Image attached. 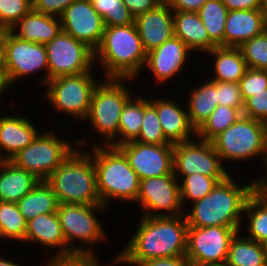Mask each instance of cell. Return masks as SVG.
Listing matches in <instances>:
<instances>
[{
	"label": "cell",
	"mask_w": 267,
	"mask_h": 266,
	"mask_svg": "<svg viewBox=\"0 0 267 266\" xmlns=\"http://www.w3.org/2000/svg\"><path fill=\"white\" fill-rule=\"evenodd\" d=\"M240 227H188L186 257L192 265L226 262L232 238Z\"/></svg>",
	"instance_id": "obj_15"
},
{
	"label": "cell",
	"mask_w": 267,
	"mask_h": 266,
	"mask_svg": "<svg viewBox=\"0 0 267 266\" xmlns=\"http://www.w3.org/2000/svg\"><path fill=\"white\" fill-rule=\"evenodd\" d=\"M243 213L249 221V234L245 237L264 243L267 240V199L255 189L246 200Z\"/></svg>",
	"instance_id": "obj_32"
},
{
	"label": "cell",
	"mask_w": 267,
	"mask_h": 266,
	"mask_svg": "<svg viewBox=\"0 0 267 266\" xmlns=\"http://www.w3.org/2000/svg\"><path fill=\"white\" fill-rule=\"evenodd\" d=\"M205 54L215 57L212 81L238 83L248 69L239 47L215 46Z\"/></svg>",
	"instance_id": "obj_27"
},
{
	"label": "cell",
	"mask_w": 267,
	"mask_h": 266,
	"mask_svg": "<svg viewBox=\"0 0 267 266\" xmlns=\"http://www.w3.org/2000/svg\"><path fill=\"white\" fill-rule=\"evenodd\" d=\"M239 49L248 68L267 70V29L261 35L243 43Z\"/></svg>",
	"instance_id": "obj_39"
},
{
	"label": "cell",
	"mask_w": 267,
	"mask_h": 266,
	"mask_svg": "<svg viewBox=\"0 0 267 266\" xmlns=\"http://www.w3.org/2000/svg\"><path fill=\"white\" fill-rule=\"evenodd\" d=\"M2 40L5 47V66L11 83L15 84L21 78L43 71V78L39 82L45 86L49 80L45 44L20 39L10 30L4 32Z\"/></svg>",
	"instance_id": "obj_11"
},
{
	"label": "cell",
	"mask_w": 267,
	"mask_h": 266,
	"mask_svg": "<svg viewBox=\"0 0 267 266\" xmlns=\"http://www.w3.org/2000/svg\"><path fill=\"white\" fill-rule=\"evenodd\" d=\"M141 218L128 244L113 259L114 264L105 266H137L149 259L186 255L188 225L184 214Z\"/></svg>",
	"instance_id": "obj_1"
},
{
	"label": "cell",
	"mask_w": 267,
	"mask_h": 266,
	"mask_svg": "<svg viewBox=\"0 0 267 266\" xmlns=\"http://www.w3.org/2000/svg\"><path fill=\"white\" fill-rule=\"evenodd\" d=\"M264 126L266 128V133H267V120L264 122Z\"/></svg>",
	"instance_id": "obj_60"
},
{
	"label": "cell",
	"mask_w": 267,
	"mask_h": 266,
	"mask_svg": "<svg viewBox=\"0 0 267 266\" xmlns=\"http://www.w3.org/2000/svg\"><path fill=\"white\" fill-rule=\"evenodd\" d=\"M127 6L130 13L136 17L142 13H146L154 9L158 2L156 0H122Z\"/></svg>",
	"instance_id": "obj_47"
},
{
	"label": "cell",
	"mask_w": 267,
	"mask_h": 266,
	"mask_svg": "<svg viewBox=\"0 0 267 266\" xmlns=\"http://www.w3.org/2000/svg\"><path fill=\"white\" fill-rule=\"evenodd\" d=\"M218 105L238 108L243 111L244 100L239 88V83L217 81Z\"/></svg>",
	"instance_id": "obj_42"
},
{
	"label": "cell",
	"mask_w": 267,
	"mask_h": 266,
	"mask_svg": "<svg viewBox=\"0 0 267 266\" xmlns=\"http://www.w3.org/2000/svg\"><path fill=\"white\" fill-rule=\"evenodd\" d=\"M179 183L174 174L140 180L136 202L144 209L142 216L183 215L187 208L184 210L181 203Z\"/></svg>",
	"instance_id": "obj_14"
},
{
	"label": "cell",
	"mask_w": 267,
	"mask_h": 266,
	"mask_svg": "<svg viewBox=\"0 0 267 266\" xmlns=\"http://www.w3.org/2000/svg\"><path fill=\"white\" fill-rule=\"evenodd\" d=\"M190 91L186 108L189 121L197 130L218 106L217 81L207 80Z\"/></svg>",
	"instance_id": "obj_28"
},
{
	"label": "cell",
	"mask_w": 267,
	"mask_h": 266,
	"mask_svg": "<svg viewBox=\"0 0 267 266\" xmlns=\"http://www.w3.org/2000/svg\"><path fill=\"white\" fill-rule=\"evenodd\" d=\"M146 58L134 23L105 27L101 43L94 51V62L101 64L106 78H138Z\"/></svg>",
	"instance_id": "obj_4"
},
{
	"label": "cell",
	"mask_w": 267,
	"mask_h": 266,
	"mask_svg": "<svg viewBox=\"0 0 267 266\" xmlns=\"http://www.w3.org/2000/svg\"><path fill=\"white\" fill-rule=\"evenodd\" d=\"M192 266H228L226 262H221V263H207V264H202V265H192Z\"/></svg>",
	"instance_id": "obj_56"
},
{
	"label": "cell",
	"mask_w": 267,
	"mask_h": 266,
	"mask_svg": "<svg viewBox=\"0 0 267 266\" xmlns=\"http://www.w3.org/2000/svg\"><path fill=\"white\" fill-rule=\"evenodd\" d=\"M57 198L45 180L39 183L18 202L17 206L26 221L32 220L40 214L57 212Z\"/></svg>",
	"instance_id": "obj_29"
},
{
	"label": "cell",
	"mask_w": 267,
	"mask_h": 266,
	"mask_svg": "<svg viewBox=\"0 0 267 266\" xmlns=\"http://www.w3.org/2000/svg\"><path fill=\"white\" fill-rule=\"evenodd\" d=\"M137 142L145 144L165 145L171 144L164 135L158 118L156 107L150 102V98L144 97V117Z\"/></svg>",
	"instance_id": "obj_36"
},
{
	"label": "cell",
	"mask_w": 267,
	"mask_h": 266,
	"mask_svg": "<svg viewBox=\"0 0 267 266\" xmlns=\"http://www.w3.org/2000/svg\"><path fill=\"white\" fill-rule=\"evenodd\" d=\"M226 264L228 266H267L264 244L240 236V232H237L230 242Z\"/></svg>",
	"instance_id": "obj_30"
},
{
	"label": "cell",
	"mask_w": 267,
	"mask_h": 266,
	"mask_svg": "<svg viewBox=\"0 0 267 266\" xmlns=\"http://www.w3.org/2000/svg\"><path fill=\"white\" fill-rule=\"evenodd\" d=\"M209 39L216 46H224V28L228 9L221 0H208L197 12Z\"/></svg>",
	"instance_id": "obj_33"
},
{
	"label": "cell",
	"mask_w": 267,
	"mask_h": 266,
	"mask_svg": "<svg viewBox=\"0 0 267 266\" xmlns=\"http://www.w3.org/2000/svg\"><path fill=\"white\" fill-rule=\"evenodd\" d=\"M180 178V198L183 208L186 200H191L192 203L207 196L213 188L217 185L218 181L203 174H193L187 176H175ZM186 199V200H185Z\"/></svg>",
	"instance_id": "obj_38"
},
{
	"label": "cell",
	"mask_w": 267,
	"mask_h": 266,
	"mask_svg": "<svg viewBox=\"0 0 267 266\" xmlns=\"http://www.w3.org/2000/svg\"><path fill=\"white\" fill-rule=\"evenodd\" d=\"M49 67V80L68 75L94 71V51L85 43L61 31L45 44Z\"/></svg>",
	"instance_id": "obj_13"
},
{
	"label": "cell",
	"mask_w": 267,
	"mask_h": 266,
	"mask_svg": "<svg viewBox=\"0 0 267 266\" xmlns=\"http://www.w3.org/2000/svg\"><path fill=\"white\" fill-rule=\"evenodd\" d=\"M228 11L260 10V0H221Z\"/></svg>",
	"instance_id": "obj_49"
},
{
	"label": "cell",
	"mask_w": 267,
	"mask_h": 266,
	"mask_svg": "<svg viewBox=\"0 0 267 266\" xmlns=\"http://www.w3.org/2000/svg\"><path fill=\"white\" fill-rule=\"evenodd\" d=\"M91 3L102 17L105 27L126 26L134 23L135 17L122 0H91Z\"/></svg>",
	"instance_id": "obj_37"
},
{
	"label": "cell",
	"mask_w": 267,
	"mask_h": 266,
	"mask_svg": "<svg viewBox=\"0 0 267 266\" xmlns=\"http://www.w3.org/2000/svg\"><path fill=\"white\" fill-rule=\"evenodd\" d=\"M62 140L54 131L40 132L24 149L10 161L34 174L39 180H46L77 147V143Z\"/></svg>",
	"instance_id": "obj_10"
},
{
	"label": "cell",
	"mask_w": 267,
	"mask_h": 266,
	"mask_svg": "<svg viewBox=\"0 0 267 266\" xmlns=\"http://www.w3.org/2000/svg\"><path fill=\"white\" fill-rule=\"evenodd\" d=\"M263 244H264V248H265V251H266V254H267V240Z\"/></svg>",
	"instance_id": "obj_59"
},
{
	"label": "cell",
	"mask_w": 267,
	"mask_h": 266,
	"mask_svg": "<svg viewBox=\"0 0 267 266\" xmlns=\"http://www.w3.org/2000/svg\"><path fill=\"white\" fill-rule=\"evenodd\" d=\"M76 0H32L33 10L60 18L64 10Z\"/></svg>",
	"instance_id": "obj_44"
},
{
	"label": "cell",
	"mask_w": 267,
	"mask_h": 266,
	"mask_svg": "<svg viewBox=\"0 0 267 266\" xmlns=\"http://www.w3.org/2000/svg\"><path fill=\"white\" fill-rule=\"evenodd\" d=\"M106 209L104 205L58 204L57 215L62 233L73 253L96 255L92 246L103 242L107 235L95 212H105ZM76 241L86 246H74Z\"/></svg>",
	"instance_id": "obj_8"
},
{
	"label": "cell",
	"mask_w": 267,
	"mask_h": 266,
	"mask_svg": "<svg viewBox=\"0 0 267 266\" xmlns=\"http://www.w3.org/2000/svg\"><path fill=\"white\" fill-rule=\"evenodd\" d=\"M211 142L223 163L261 157L266 165L267 134L262 121L242 115Z\"/></svg>",
	"instance_id": "obj_7"
},
{
	"label": "cell",
	"mask_w": 267,
	"mask_h": 266,
	"mask_svg": "<svg viewBox=\"0 0 267 266\" xmlns=\"http://www.w3.org/2000/svg\"><path fill=\"white\" fill-rule=\"evenodd\" d=\"M267 29V19L261 10L228 11L224 28V47H240Z\"/></svg>",
	"instance_id": "obj_21"
},
{
	"label": "cell",
	"mask_w": 267,
	"mask_h": 266,
	"mask_svg": "<svg viewBox=\"0 0 267 266\" xmlns=\"http://www.w3.org/2000/svg\"><path fill=\"white\" fill-rule=\"evenodd\" d=\"M0 266H22L18 263L10 260V258L6 259L4 256L0 257Z\"/></svg>",
	"instance_id": "obj_54"
},
{
	"label": "cell",
	"mask_w": 267,
	"mask_h": 266,
	"mask_svg": "<svg viewBox=\"0 0 267 266\" xmlns=\"http://www.w3.org/2000/svg\"><path fill=\"white\" fill-rule=\"evenodd\" d=\"M242 115V111L238 108L218 105L196 130V138L211 142L230 125L234 124Z\"/></svg>",
	"instance_id": "obj_34"
},
{
	"label": "cell",
	"mask_w": 267,
	"mask_h": 266,
	"mask_svg": "<svg viewBox=\"0 0 267 266\" xmlns=\"http://www.w3.org/2000/svg\"><path fill=\"white\" fill-rule=\"evenodd\" d=\"M12 86V83L10 81V78L8 76V72L6 69H0V98L1 94L3 92H6L5 89L9 88Z\"/></svg>",
	"instance_id": "obj_51"
},
{
	"label": "cell",
	"mask_w": 267,
	"mask_h": 266,
	"mask_svg": "<svg viewBox=\"0 0 267 266\" xmlns=\"http://www.w3.org/2000/svg\"><path fill=\"white\" fill-rule=\"evenodd\" d=\"M60 20L62 31L85 43L93 51L98 48L105 26L91 0H76L64 10Z\"/></svg>",
	"instance_id": "obj_17"
},
{
	"label": "cell",
	"mask_w": 267,
	"mask_h": 266,
	"mask_svg": "<svg viewBox=\"0 0 267 266\" xmlns=\"http://www.w3.org/2000/svg\"><path fill=\"white\" fill-rule=\"evenodd\" d=\"M212 142L196 138L174 144L173 172L175 176L203 174L215 178L218 182L230 174L222 165Z\"/></svg>",
	"instance_id": "obj_12"
},
{
	"label": "cell",
	"mask_w": 267,
	"mask_h": 266,
	"mask_svg": "<svg viewBox=\"0 0 267 266\" xmlns=\"http://www.w3.org/2000/svg\"><path fill=\"white\" fill-rule=\"evenodd\" d=\"M39 179L10 160L0 162V201L17 203L30 192Z\"/></svg>",
	"instance_id": "obj_25"
},
{
	"label": "cell",
	"mask_w": 267,
	"mask_h": 266,
	"mask_svg": "<svg viewBox=\"0 0 267 266\" xmlns=\"http://www.w3.org/2000/svg\"><path fill=\"white\" fill-rule=\"evenodd\" d=\"M10 31L20 39L46 44L62 31V25L60 18L45 15L32 9Z\"/></svg>",
	"instance_id": "obj_24"
},
{
	"label": "cell",
	"mask_w": 267,
	"mask_h": 266,
	"mask_svg": "<svg viewBox=\"0 0 267 266\" xmlns=\"http://www.w3.org/2000/svg\"><path fill=\"white\" fill-rule=\"evenodd\" d=\"M158 4H169L171 0H156Z\"/></svg>",
	"instance_id": "obj_57"
},
{
	"label": "cell",
	"mask_w": 267,
	"mask_h": 266,
	"mask_svg": "<svg viewBox=\"0 0 267 266\" xmlns=\"http://www.w3.org/2000/svg\"><path fill=\"white\" fill-rule=\"evenodd\" d=\"M0 69H6L5 66V47L3 40L0 41Z\"/></svg>",
	"instance_id": "obj_53"
},
{
	"label": "cell",
	"mask_w": 267,
	"mask_h": 266,
	"mask_svg": "<svg viewBox=\"0 0 267 266\" xmlns=\"http://www.w3.org/2000/svg\"><path fill=\"white\" fill-rule=\"evenodd\" d=\"M97 255H91L81 266H100Z\"/></svg>",
	"instance_id": "obj_52"
},
{
	"label": "cell",
	"mask_w": 267,
	"mask_h": 266,
	"mask_svg": "<svg viewBox=\"0 0 267 266\" xmlns=\"http://www.w3.org/2000/svg\"><path fill=\"white\" fill-rule=\"evenodd\" d=\"M265 174L263 176H260L256 180V190L260 192L266 199H267V164L265 166Z\"/></svg>",
	"instance_id": "obj_50"
},
{
	"label": "cell",
	"mask_w": 267,
	"mask_h": 266,
	"mask_svg": "<svg viewBox=\"0 0 267 266\" xmlns=\"http://www.w3.org/2000/svg\"><path fill=\"white\" fill-rule=\"evenodd\" d=\"M75 142L77 147L45 181L59 204L103 205L97 190L93 159L80 149L86 142L83 139Z\"/></svg>",
	"instance_id": "obj_3"
},
{
	"label": "cell",
	"mask_w": 267,
	"mask_h": 266,
	"mask_svg": "<svg viewBox=\"0 0 267 266\" xmlns=\"http://www.w3.org/2000/svg\"><path fill=\"white\" fill-rule=\"evenodd\" d=\"M4 32L5 30L2 27H0V41L2 40Z\"/></svg>",
	"instance_id": "obj_58"
},
{
	"label": "cell",
	"mask_w": 267,
	"mask_h": 266,
	"mask_svg": "<svg viewBox=\"0 0 267 266\" xmlns=\"http://www.w3.org/2000/svg\"><path fill=\"white\" fill-rule=\"evenodd\" d=\"M238 83L242 98L245 101L256 93L267 89V70L248 68Z\"/></svg>",
	"instance_id": "obj_41"
},
{
	"label": "cell",
	"mask_w": 267,
	"mask_h": 266,
	"mask_svg": "<svg viewBox=\"0 0 267 266\" xmlns=\"http://www.w3.org/2000/svg\"><path fill=\"white\" fill-rule=\"evenodd\" d=\"M134 24L147 53L174 36L173 11L168 4L137 15Z\"/></svg>",
	"instance_id": "obj_19"
},
{
	"label": "cell",
	"mask_w": 267,
	"mask_h": 266,
	"mask_svg": "<svg viewBox=\"0 0 267 266\" xmlns=\"http://www.w3.org/2000/svg\"><path fill=\"white\" fill-rule=\"evenodd\" d=\"M260 10L264 13L267 19V0H260Z\"/></svg>",
	"instance_id": "obj_55"
},
{
	"label": "cell",
	"mask_w": 267,
	"mask_h": 266,
	"mask_svg": "<svg viewBox=\"0 0 267 266\" xmlns=\"http://www.w3.org/2000/svg\"><path fill=\"white\" fill-rule=\"evenodd\" d=\"M1 115V114H0ZM39 134L34 123L26 116L0 117V159L10 160L28 146Z\"/></svg>",
	"instance_id": "obj_22"
},
{
	"label": "cell",
	"mask_w": 267,
	"mask_h": 266,
	"mask_svg": "<svg viewBox=\"0 0 267 266\" xmlns=\"http://www.w3.org/2000/svg\"><path fill=\"white\" fill-rule=\"evenodd\" d=\"M32 9V0H0V27L10 30Z\"/></svg>",
	"instance_id": "obj_40"
},
{
	"label": "cell",
	"mask_w": 267,
	"mask_h": 266,
	"mask_svg": "<svg viewBox=\"0 0 267 266\" xmlns=\"http://www.w3.org/2000/svg\"><path fill=\"white\" fill-rule=\"evenodd\" d=\"M255 189L256 180L240 186L229 175L207 196L191 204L190 213H184L188 227H241L246 200Z\"/></svg>",
	"instance_id": "obj_2"
},
{
	"label": "cell",
	"mask_w": 267,
	"mask_h": 266,
	"mask_svg": "<svg viewBox=\"0 0 267 266\" xmlns=\"http://www.w3.org/2000/svg\"><path fill=\"white\" fill-rule=\"evenodd\" d=\"M174 35L186 44L192 51H202L205 54L216 45L209 39L197 12H173Z\"/></svg>",
	"instance_id": "obj_26"
},
{
	"label": "cell",
	"mask_w": 267,
	"mask_h": 266,
	"mask_svg": "<svg viewBox=\"0 0 267 266\" xmlns=\"http://www.w3.org/2000/svg\"><path fill=\"white\" fill-rule=\"evenodd\" d=\"M135 97V98H134ZM144 117V96H132L122 109L118 138L111 145L117 147L121 144L135 141L138 136Z\"/></svg>",
	"instance_id": "obj_31"
},
{
	"label": "cell",
	"mask_w": 267,
	"mask_h": 266,
	"mask_svg": "<svg viewBox=\"0 0 267 266\" xmlns=\"http://www.w3.org/2000/svg\"><path fill=\"white\" fill-rule=\"evenodd\" d=\"M156 107L165 138L171 143H182L196 137V129L191 125L187 109L170 98H150Z\"/></svg>",
	"instance_id": "obj_20"
},
{
	"label": "cell",
	"mask_w": 267,
	"mask_h": 266,
	"mask_svg": "<svg viewBox=\"0 0 267 266\" xmlns=\"http://www.w3.org/2000/svg\"><path fill=\"white\" fill-rule=\"evenodd\" d=\"M243 116L265 122L267 120V89L244 101Z\"/></svg>",
	"instance_id": "obj_43"
},
{
	"label": "cell",
	"mask_w": 267,
	"mask_h": 266,
	"mask_svg": "<svg viewBox=\"0 0 267 266\" xmlns=\"http://www.w3.org/2000/svg\"><path fill=\"white\" fill-rule=\"evenodd\" d=\"M27 221L15 202L0 201V239L25 240Z\"/></svg>",
	"instance_id": "obj_35"
},
{
	"label": "cell",
	"mask_w": 267,
	"mask_h": 266,
	"mask_svg": "<svg viewBox=\"0 0 267 266\" xmlns=\"http://www.w3.org/2000/svg\"><path fill=\"white\" fill-rule=\"evenodd\" d=\"M140 180L173 172L174 144L155 145L131 141L117 146Z\"/></svg>",
	"instance_id": "obj_16"
},
{
	"label": "cell",
	"mask_w": 267,
	"mask_h": 266,
	"mask_svg": "<svg viewBox=\"0 0 267 266\" xmlns=\"http://www.w3.org/2000/svg\"><path fill=\"white\" fill-rule=\"evenodd\" d=\"M208 0H171L168 4L173 12H198Z\"/></svg>",
	"instance_id": "obj_48"
},
{
	"label": "cell",
	"mask_w": 267,
	"mask_h": 266,
	"mask_svg": "<svg viewBox=\"0 0 267 266\" xmlns=\"http://www.w3.org/2000/svg\"><path fill=\"white\" fill-rule=\"evenodd\" d=\"M35 245L46 246V248H59L55 255H69L73 252L67 247L66 240L63 236L60 220L57 212L40 214L27 221L26 235L23 242H31Z\"/></svg>",
	"instance_id": "obj_23"
},
{
	"label": "cell",
	"mask_w": 267,
	"mask_h": 266,
	"mask_svg": "<svg viewBox=\"0 0 267 266\" xmlns=\"http://www.w3.org/2000/svg\"><path fill=\"white\" fill-rule=\"evenodd\" d=\"M92 72L48 80L45 85V100L62 114L74 120L79 118L84 122L90 108L93 90L99 82Z\"/></svg>",
	"instance_id": "obj_9"
},
{
	"label": "cell",
	"mask_w": 267,
	"mask_h": 266,
	"mask_svg": "<svg viewBox=\"0 0 267 266\" xmlns=\"http://www.w3.org/2000/svg\"><path fill=\"white\" fill-rule=\"evenodd\" d=\"M95 144L89 154L96 168L97 190L102 204L109 208L111 200L136 203L140 178L125 155L117 147Z\"/></svg>",
	"instance_id": "obj_5"
},
{
	"label": "cell",
	"mask_w": 267,
	"mask_h": 266,
	"mask_svg": "<svg viewBox=\"0 0 267 266\" xmlns=\"http://www.w3.org/2000/svg\"><path fill=\"white\" fill-rule=\"evenodd\" d=\"M192 50L175 35L159 47L147 53L144 68L154 75L155 83L168 82L176 75L182 74ZM180 72V73H179Z\"/></svg>",
	"instance_id": "obj_18"
},
{
	"label": "cell",
	"mask_w": 267,
	"mask_h": 266,
	"mask_svg": "<svg viewBox=\"0 0 267 266\" xmlns=\"http://www.w3.org/2000/svg\"><path fill=\"white\" fill-rule=\"evenodd\" d=\"M131 78H107L95 86L88 114L84 121L103 136L102 145L111 146L118 138L120 116L126 102L135 94L125 85ZM127 82V83H126ZM106 138V139H105ZM105 139V140H104Z\"/></svg>",
	"instance_id": "obj_6"
},
{
	"label": "cell",
	"mask_w": 267,
	"mask_h": 266,
	"mask_svg": "<svg viewBox=\"0 0 267 266\" xmlns=\"http://www.w3.org/2000/svg\"><path fill=\"white\" fill-rule=\"evenodd\" d=\"M91 255L72 253L69 255H52L45 266H81Z\"/></svg>",
	"instance_id": "obj_45"
},
{
	"label": "cell",
	"mask_w": 267,
	"mask_h": 266,
	"mask_svg": "<svg viewBox=\"0 0 267 266\" xmlns=\"http://www.w3.org/2000/svg\"><path fill=\"white\" fill-rule=\"evenodd\" d=\"M137 266H192V263L184 255L149 259L140 262Z\"/></svg>",
	"instance_id": "obj_46"
}]
</instances>
